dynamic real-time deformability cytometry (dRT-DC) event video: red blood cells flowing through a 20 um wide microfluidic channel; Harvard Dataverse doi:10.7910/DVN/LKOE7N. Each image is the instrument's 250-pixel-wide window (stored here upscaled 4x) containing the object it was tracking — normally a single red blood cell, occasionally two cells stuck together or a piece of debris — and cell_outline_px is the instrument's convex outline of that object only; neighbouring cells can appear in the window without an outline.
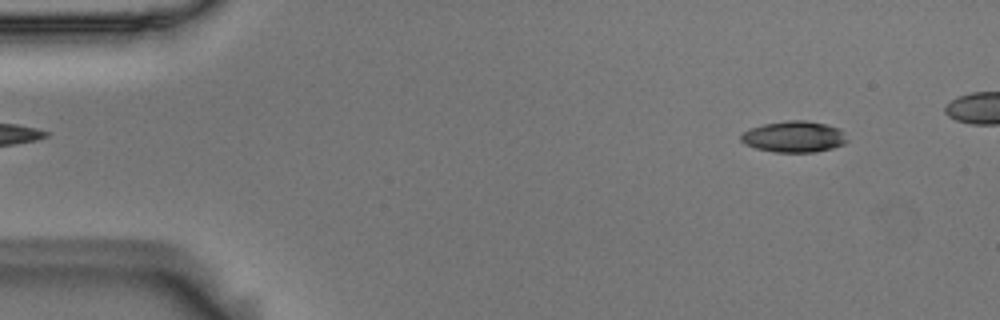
{"species": "Egyptian fruit bat (a non-hibernating species)", "species_latin": "Rousettus aegyptiacus", "temperature_condition": "room temperature", "stored_images_in_passage": 49, "camera_frame_rate_fps": 3000, "um_per_image_px": 0.085, "animal": {"sex": "male"}, "frame": {"image": 1, "passage_image": 5, "time_ms": 1.333, "image_size_px": [1000, 320], "cell_outline_px": [[848, 140], [844, 144], [832, 148], [816, 152], [772, 152], [756, 148], [744, 144], [740, 140], [740, 136], [744, 132], [752, 128], [764, 124], [788, 120], [804, 120], [824, 124], [840, 128]], "centroid_in_image_um": [67.49, 11.63], "position_along_channel_um": 17.5, "area_um2": 19.25}}
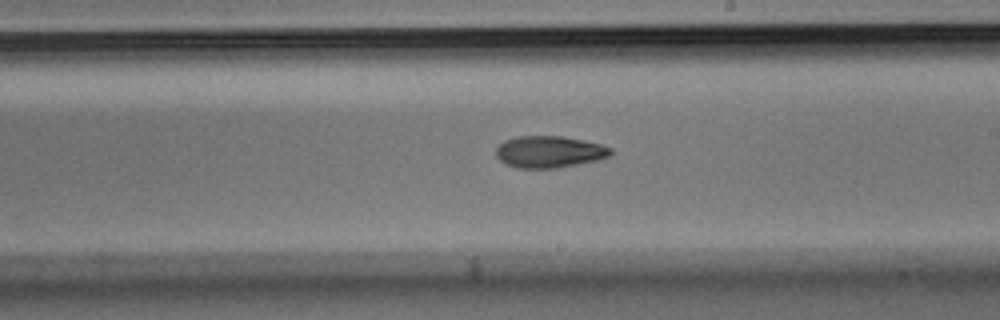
{"frame": {"image": 2, "passage_image": 31, "time_ms": 10.0, "image_size_px": [1000, 320], "cell_outline_px": [[612, 152], [608, 156], [600, 160], [556, 168], [516, 168], [504, 164], [496, 156], [496, 148], [504, 140], [516, 136], [560, 136], [600, 144], [612, 148]], "centroid_in_image_um": [46.66, 12.91], "position_along_channel_um": 242.3, "area_um2": 21.27}}
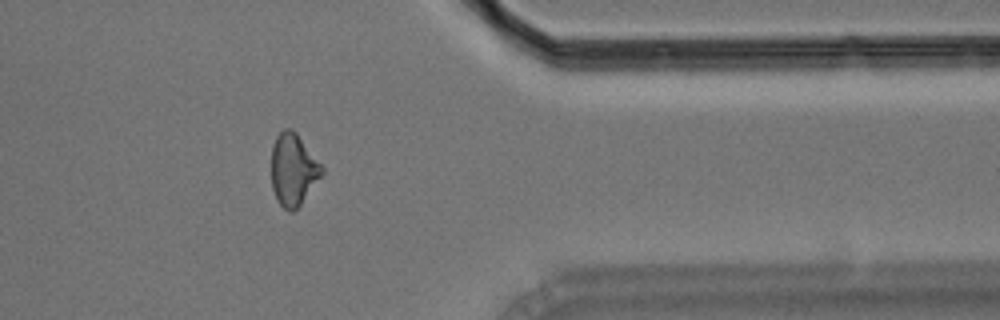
{"frame": {"image": 3, "passage_image": 44, "time_ms": 14.333, "image_size_px": [1000, 320], "cell_outline_px": [[324, 172], [300, 204], [292, 212], [288, 212], [276, 200], [272, 188], [272, 144], [276, 136], [284, 128], [292, 128], [296, 132], [324, 168]], "centroid_in_image_um": [24.91, 14.4], "position_along_channel_um": 386.5, "area_um2": 21.04}}